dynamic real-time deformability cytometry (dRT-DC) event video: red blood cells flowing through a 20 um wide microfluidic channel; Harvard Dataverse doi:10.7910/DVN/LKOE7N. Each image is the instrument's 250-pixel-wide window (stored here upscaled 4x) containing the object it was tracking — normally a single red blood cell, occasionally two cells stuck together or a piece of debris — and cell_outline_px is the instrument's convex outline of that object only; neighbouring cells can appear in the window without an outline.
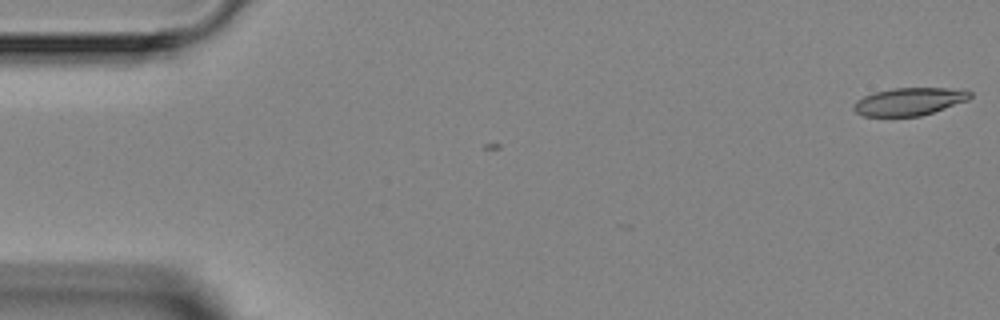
{"species": "Egyptian fruit bat (a non-hibernating species)", "species_latin": "Rousettus aegyptiacus", "temperature_condition": "room temperature", "stored_images_in_passage": 2, "camera_frame_rate_fps": 3000, "um_per_image_px": 0.085, "animal": {"sex": "female"}, "frame": {"image": 1, "passage_image": 1, "time_ms": 0.0, "image_size_px": [1000, 320], "cell_outline_px": [[972, 96], [968, 100], [920, 116], [864, 116], [856, 112], [852, 108], [852, 104], [856, 100], [864, 96], [876, 92], [892, 88], [964, 88], [972, 92]], "centroid_in_image_um": [77.3, 8.62], "position_along_channel_um": 7.7, "area_um2": 18.84}}